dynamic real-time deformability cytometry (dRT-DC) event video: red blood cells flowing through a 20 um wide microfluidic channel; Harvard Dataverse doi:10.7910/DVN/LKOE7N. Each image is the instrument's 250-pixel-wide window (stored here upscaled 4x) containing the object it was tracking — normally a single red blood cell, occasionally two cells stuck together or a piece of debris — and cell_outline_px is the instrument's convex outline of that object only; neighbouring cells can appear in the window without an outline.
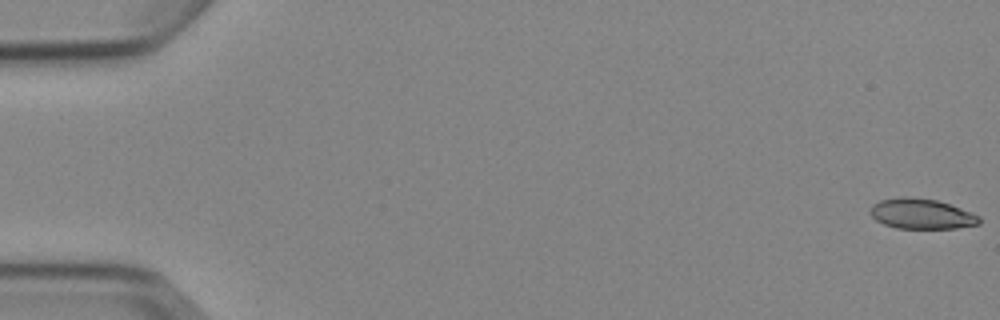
{"species": "Egyptian fruit bat (a non-hibernating species)", "species_latin": "Rousettus aegyptiacus", "temperature_condition": "cold", "stored_images_in_passage": 5, "camera_frame_rate_fps": 3000, "um_per_image_px": 0.085, "animal": {"sex": "female"}, "frame": {"image": 1, "passage_image": 1, "time_ms": 0.0, "image_size_px": [1000, 320], "cell_outline_px": [[980, 224], [956, 228], [896, 228], [884, 224], [876, 220], [872, 216], [872, 204], [880, 200], [904, 196], [936, 200], [972, 212], [980, 216]], "centroid_in_image_um": [78.35, 18.18], "position_along_channel_um": 6.7, "area_um2": 19.02}}
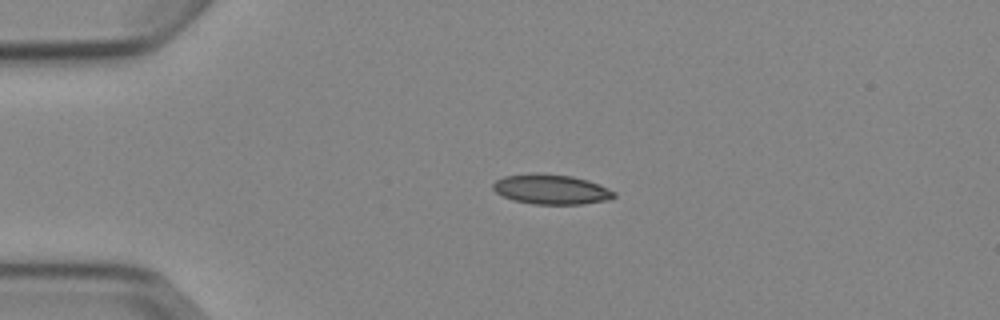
{"frame": {"image": 2, "passage_image": 4, "time_ms": 4.0, "image_size_px": [1000, 320], "cell_outline_px": [[616, 196], [612, 200], [584, 204], [532, 204], [512, 200], [496, 192], [492, 188], [492, 184], [496, 180], [504, 176], [572, 176], [588, 180], [600, 184], [616, 192]], "centroid_in_image_um": [46.94, 16.15], "position_along_channel_um": 38.1, "area_um2": 20.46}}